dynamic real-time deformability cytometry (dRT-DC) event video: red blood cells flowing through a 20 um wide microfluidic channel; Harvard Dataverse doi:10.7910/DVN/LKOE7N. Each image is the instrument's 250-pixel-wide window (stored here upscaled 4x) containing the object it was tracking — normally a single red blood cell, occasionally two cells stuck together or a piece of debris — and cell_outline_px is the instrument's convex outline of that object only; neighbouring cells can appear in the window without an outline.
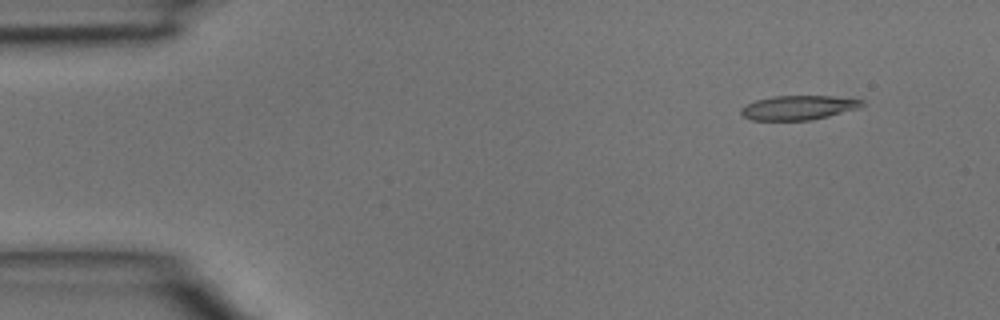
{"species": "common noctule bat (a hibernating species)", "species_latin": "Nyctalus noctula", "temperature_condition": "room temperature", "stored_images_in_passage": 5, "segment_of_instrument_passage": [1, 2], "camera_frame_rate_fps": 3000, "um_per_image_px": 0.085, "animal": {"sex": "male", "body_mass_g": 15.6}, "frame": {"image": 1, "passage_image": 2, "time_ms": 0.333, "image_size_px": [1000, 320], "cell_outline_px": [[864, 104], [860, 108], [812, 120], [752, 120], [744, 116], [740, 112], [740, 108], [756, 100], [772, 96], [832, 96], [864, 100]], "centroid_in_image_um": [67.88, 9.15], "position_along_channel_um": 17.1, "area_um2": 17.11}}
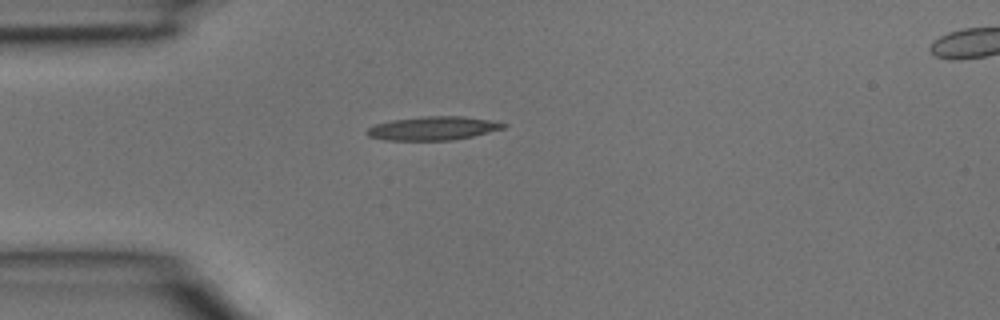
{"frame": {"image": 2, "passage_image": 4, "time_ms": 1.0, "image_size_px": [1000, 320], "cell_outline_px": [[508, 124], [504, 128], [472, 136], [452, 140], [384, 140], [368, 136], [364, 132], [368, 128], [376, 124], [392, 120], [420, 116], [464, 116], [488, 120]], "centroid_in_image_um": [36.76, 10.9], "position_along_channel_um": 48.2, "area_um2": 18.73}}